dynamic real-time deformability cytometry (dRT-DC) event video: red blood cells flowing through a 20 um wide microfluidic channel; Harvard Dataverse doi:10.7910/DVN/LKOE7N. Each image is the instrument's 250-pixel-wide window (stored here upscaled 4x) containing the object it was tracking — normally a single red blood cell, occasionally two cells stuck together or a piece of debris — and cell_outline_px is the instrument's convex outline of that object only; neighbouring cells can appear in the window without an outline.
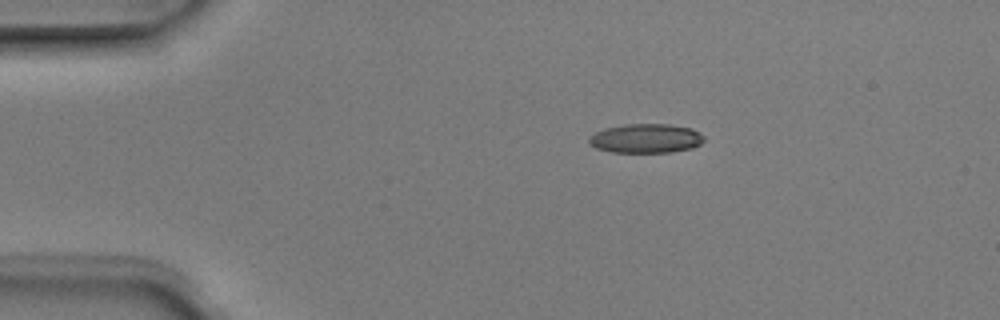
{"species": "Egyptian fruit bat (a non-hibernating species)", "species_latin": "Rousettus aegyptiacus", "temperature_condition": "room temperature", "stored_images_in_passage": 3, "camera_frame_rate_fps": 3000, "um_per_image_px": 0.085, "animal": {"sex": "male"}, "frame": {"image": 1, "passage_image": 1, "time_ms": 0.0, "image_size_px": [1000, 320], "cell_outline_px": [[704, 140], [700, 144], [692, 148], [672, 152], [612, 152], [596, 148], [588, 144], [588, 136], [604, 128], [624, 124], [668, 124], [692, 128], [700, 132], [704, 136]], "centroid_in_image_um": [54.89, 11.76], "position_along_channel_um": 30.1, "area_um2": 19.77}}
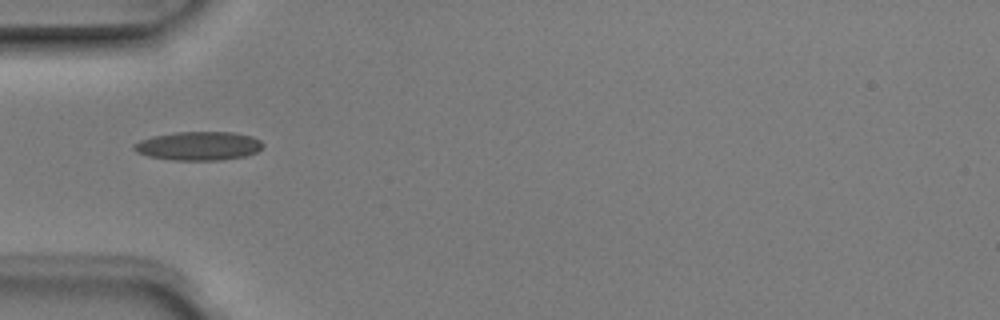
{"frame": {"image": 2, "passage_image": 3, "time_ms": 0.667, "image_size_px": [1000, 320], "cell_outline_px": [[264, 144], [256, 152], [244, 156], [220, 160], [172, 160], [148, 156], [136, 152], [132, 148], [132, 144], [140, 140], [152, 136], [176, 132], [236, 132], [252, 136], [260, 140]], "centroid_in_image_um": [16.85, 12.4], "position_along_channel_um": 68.1, "area_um2": 21.68}}